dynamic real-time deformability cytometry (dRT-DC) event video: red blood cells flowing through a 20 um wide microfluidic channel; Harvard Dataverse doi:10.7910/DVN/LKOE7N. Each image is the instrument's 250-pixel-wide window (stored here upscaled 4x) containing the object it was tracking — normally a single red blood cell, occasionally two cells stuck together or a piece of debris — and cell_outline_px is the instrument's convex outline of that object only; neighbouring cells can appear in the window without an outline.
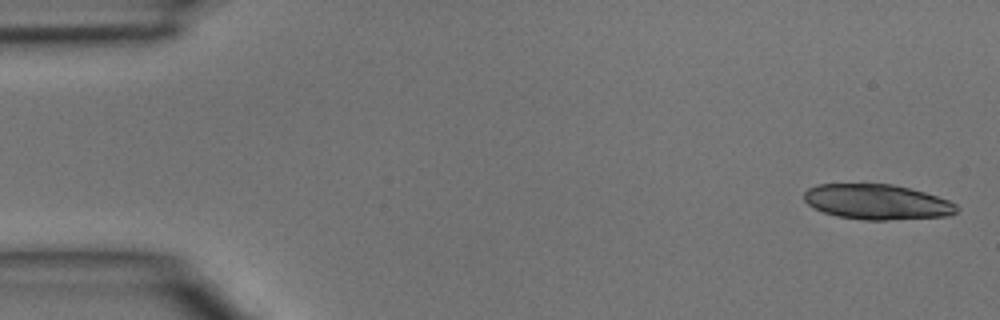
{"species": "common noctule bat (a hibernating species)", "species_latin": "Nyctalus noctula", "temperature_condition": "room temperature", "stored_images_in_passage": 33, "camera_frame_rate_fps": 3000, "um_per_image_px": 0.085, "animal": {"sex": "male", "body_mass_g": 15.6}, "frame": {"image": 1, "passage_image": 1, "time_ms": 0.0, "image_size_px": [1000, 320], "cell_outline_px": [[960, 208], [956, 212], [948, 216], [884, 220], [864, 220], [836, 216], [824, 212], [808, 204], [804, 200], [804, 192], [808, 188], [816, 184], [892, 184], [924, 192], [948, 200], [956, 204]], "centroid_in_image_um": [74.54, 17.16], "position_along_channel_um": 10.5, "area_um2": 31.21}}